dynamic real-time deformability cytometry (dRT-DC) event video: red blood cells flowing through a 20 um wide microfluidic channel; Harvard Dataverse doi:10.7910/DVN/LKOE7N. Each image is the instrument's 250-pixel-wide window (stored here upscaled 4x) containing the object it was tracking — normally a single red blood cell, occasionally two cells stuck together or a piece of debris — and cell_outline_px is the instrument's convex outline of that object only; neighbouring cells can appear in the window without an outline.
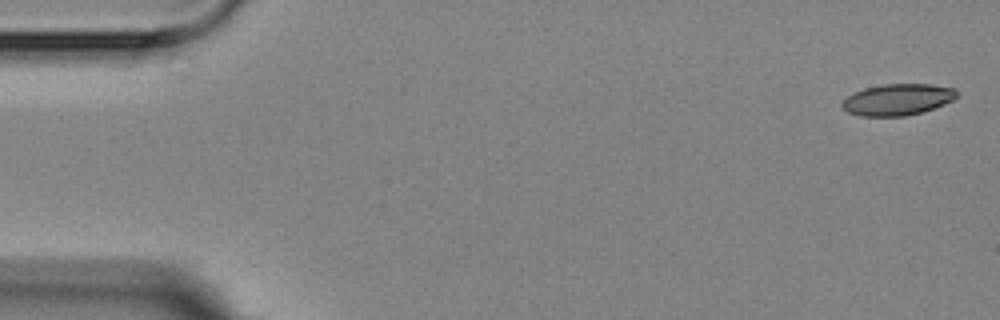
{"species": "Egyptian fruit bat (a non-hibernating species)", "species_latin": "Rousettus aegyptiacus", "temperature_condition": "room temperature", "stored_images_in_passage": 5, "camera_frame_rate_fps": 3000, "um_per_image_px": 0.085, "animal": {"sex": "female"}, "frame": {"image": 1, "passage_image": 1, "time_ms": 0.0, "image_size_px": [1000, 320], "cell_outline_px": [[956, 96], [952, 100], [944, 104], [920, 112], [904, 116], [860, 116], [848, 112], [840, 104], [848, 96], [864, 88], [880, 84], [932, 84], [956, 88]], "centroid_in_image_um": [76.29, 8.45], "position_along_channel_um": 8.7, "area_um2": 20.81}}
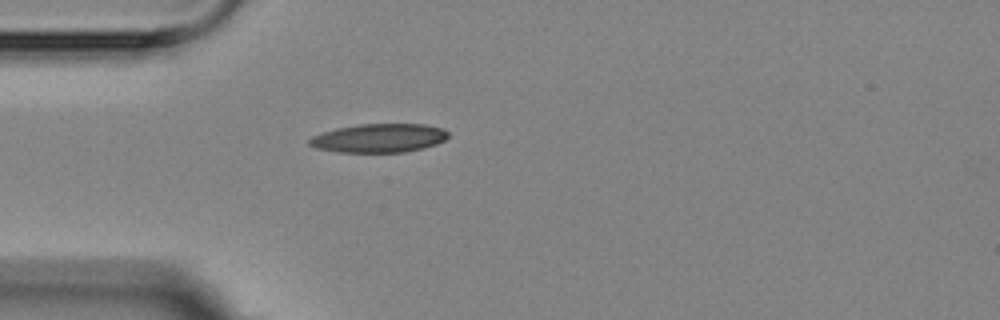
{"frame": {"image": 2, "passage_image": 5, "time_ms": 4.667, "image_size_px": [1000, 320], "cell_outline_px": [[448, 136], [444, 140], [436, 144], [404, 152], [336, 152], [316, 148], [308, 144], [308, 140], [312, 136], [336, 128], [360, 124], [424, 124], [444, 128], [448, 132]], "centroid_in_image_um": [32.2, 11.73], "position_along_channel_um": 52.8, "area_um2": 23.18}}